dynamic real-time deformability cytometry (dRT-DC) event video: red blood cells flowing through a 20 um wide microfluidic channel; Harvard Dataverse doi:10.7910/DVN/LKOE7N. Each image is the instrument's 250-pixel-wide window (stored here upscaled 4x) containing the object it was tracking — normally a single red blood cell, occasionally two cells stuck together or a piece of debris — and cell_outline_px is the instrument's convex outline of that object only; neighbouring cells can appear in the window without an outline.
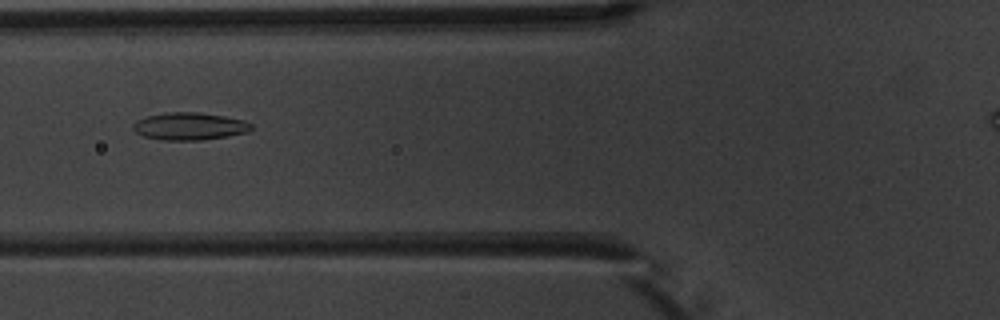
{"species": "common noctule bat (a hibernating species)", "species_latin": "Nyctalus noctula", "temperature_condition": "warm", "stored_images_in_passage": 3, "camera_frame_rate_fps": 3000, "um_per_image_px": 0.085, "animal": {"sex": "male", "body_mass_g": 20.1, "forearm_length_mm": 53.5}, "frame": {"image": 1, "passage_image": 3, "time_ms": 2.333, "image_size_px": [1000, 320], "cell_outline_px": [[252, 128], [248, 132], [228, 136], [200, 140], [164, 140], [144, 136], [136, 132], [132, 128], [132, 124], [136, 120], [148, 116], [168, 112], [196, 112], [224, 116], [244, 120], [252, 124]], "centroid_in_image_um": [16.11, 10.73], "position_along_channel_um": 109.7, "area_um2": 18.84}}